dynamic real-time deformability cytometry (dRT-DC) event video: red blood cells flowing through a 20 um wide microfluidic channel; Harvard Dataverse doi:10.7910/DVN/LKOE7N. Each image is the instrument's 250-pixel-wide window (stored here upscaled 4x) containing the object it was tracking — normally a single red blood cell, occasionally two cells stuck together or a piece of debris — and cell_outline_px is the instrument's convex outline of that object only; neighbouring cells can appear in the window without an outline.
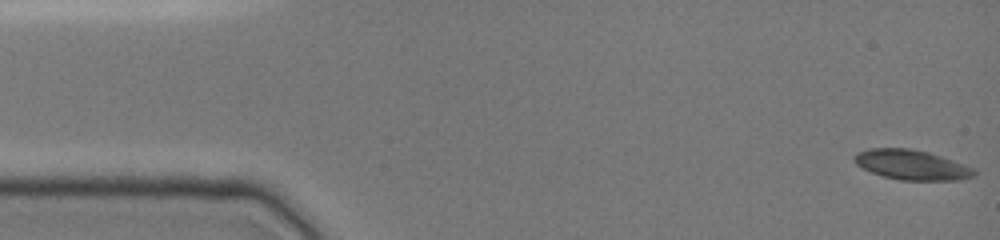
{"species": "common noctule bat (a hibernating species)", "species_latin": "Nyctalus noctula", "temperature_condition": "cold", "stored_images_in_passage": 48, "camera_frame_rate_fps": 3000, "um_per_image_px": 0.085, "animal": {"sex": "female", "body_mass_g": 19.0, "forearm_length_mm": 51.5}, "frame": {"image": 1, "passage_image": 1, "time_ms": 0.0, "image_size_px": [1000, 240], "cell_outline_px": [[976, 176], [960, 180], [900, 180], [884, 176], [872, 172], [856, 164], [852, 160], [852, 156], [856, 152], [868, 148], [908, 148], [928, 152], [952, 160], [972, 168], [976, 172]], "centroid_in_image_um": [77.45, 14.0], "position_along_channel_um": 7.5, "area_um2": 20.81}}
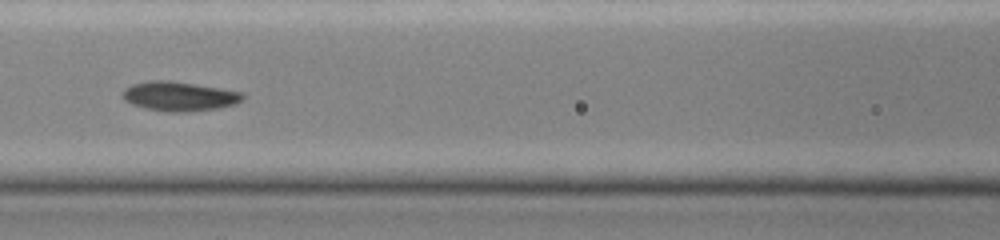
{"frame": {"image": 2, "passage_image": 21, "time_ms": 6.667, "image_size_px": [1000, 240], "cell_outline_px": [[244, 100], [236, 104], [216, 108], [188, 112], [168, 112], [148, 108], [132, 104], [124, 100], [124, 88], [132, 84], [148, 80], [168, 80], [244, 92]], "centroid_in_image_um": [15.26, 8.18], "position_along_channel_um": 151.3, "area_um2": 20.46}}
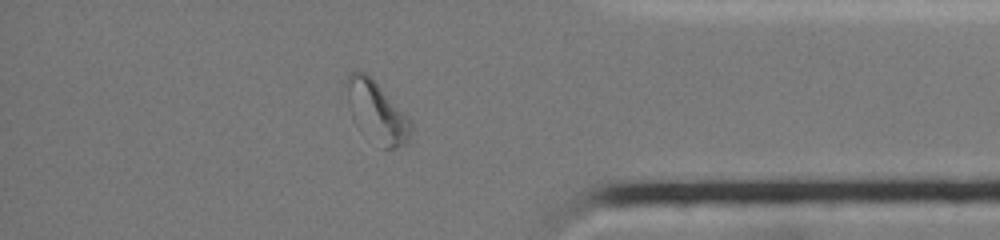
{"frame": {"image": 3, "passage_image": 41, "time_ms": 13.333, "image_size_px": [1000, 240], "cell_outline_px": [[412, 128], [408, 144], [396, 148], [384, 148], [348, 104], [344, 84], [344, 80], [348, 72], [364, 72], [412, 120]], "centroid_in_image_um": [32.1, 9.43], "position_along_channel_um": 403.1, "area_um2": 21.1}, "authors_computed_cell_mechanics": {"area_um2": 20.2589, "velocity_mm_per_s": 3.9359, "shape_relaxation_time_tau1_ms": 7.379, "shape_relaxation_time_tau2_ms": 3.6117, "deformation_change_tau1": 0.2123, "deformation_change_tau2": 0.0842}}